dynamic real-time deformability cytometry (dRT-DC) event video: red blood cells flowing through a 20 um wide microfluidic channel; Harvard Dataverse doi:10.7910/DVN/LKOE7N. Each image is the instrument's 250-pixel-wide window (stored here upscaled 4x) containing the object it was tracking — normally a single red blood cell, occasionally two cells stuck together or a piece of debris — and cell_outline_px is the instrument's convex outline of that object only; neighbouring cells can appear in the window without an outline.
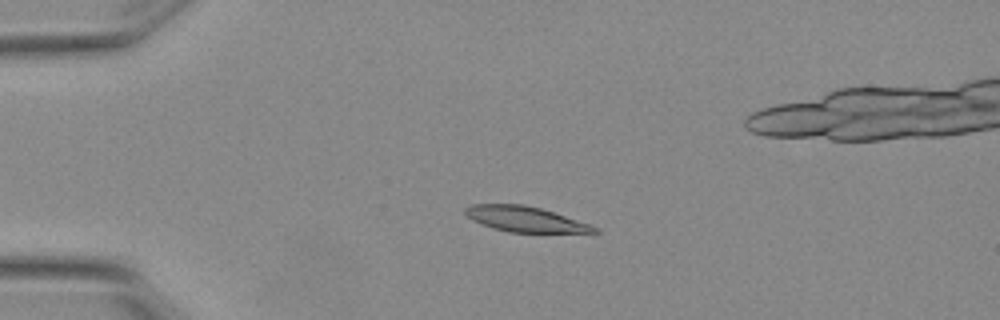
{"species": "Egyptian fruit bat (a non-hibernating species)", "species_latin": "Rousettus aegyptiacus", "temperature_condition": "warm", "stored_images_in_passage": 7, "camera_frame_rate_fps": 3000, "um_per_image_px": 0.085, "animal": {"sex": "female"}, "frame": {"image": 1, "passage_image": 4, "time_ms": 1.0, "image_size_px": [1000, 320], "cell_outline_px": [[600, 232], [508, 232], [492, 228], [480, 224], [472, 220], [464, 212], [464, 208], [468, 204], [524, 204], [540, 208], [592, 224], [600, 228]], "centroid_in_image_um": [44.63, 18.62], "position_along_channel_um": 40.4, "area_um2": 19.19}}